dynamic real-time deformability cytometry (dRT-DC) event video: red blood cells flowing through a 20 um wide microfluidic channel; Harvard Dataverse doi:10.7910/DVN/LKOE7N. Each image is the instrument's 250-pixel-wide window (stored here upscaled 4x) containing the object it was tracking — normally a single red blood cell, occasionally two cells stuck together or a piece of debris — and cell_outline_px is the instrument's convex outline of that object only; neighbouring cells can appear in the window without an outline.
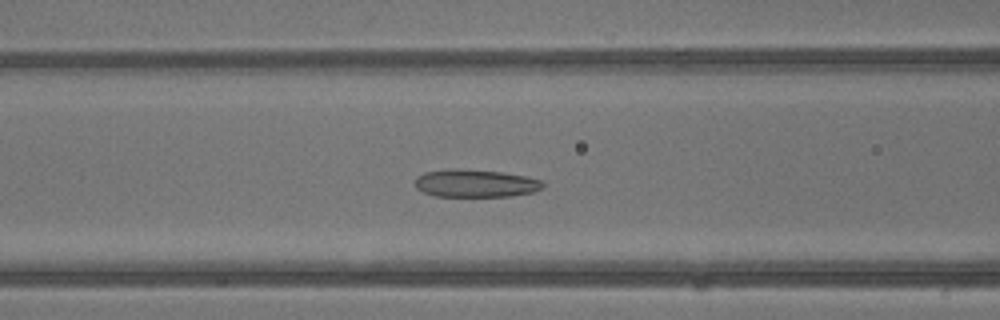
{"species": "common noctule bat (a hibernating species)", "species_latin": "Nyctalus noctula", "temperature_condition": "warm", "stored_images_in_passage": 42, "camera_frame_rate_fps": 3000, "um_per_image_px": 0.085, "animal": {"sex": "male", "body_mass_g": 13.3}, "frame": {"image": 1, "passage_image": 18, "time_ms": 5.667, "image_size_px": [1000, 320], "cell_outline_px": [[544, 188], [532, 192], [512, 196], [436, 196], [424, 192], [416, 188], [416, 176], [424, 172], [452, 168], [500, 172], [524, 176], [544, 180]], "centroid_in_image_um": [40.43, 15.58], "position_along_channel_um": 126.2, "area_um2": 20.63}}
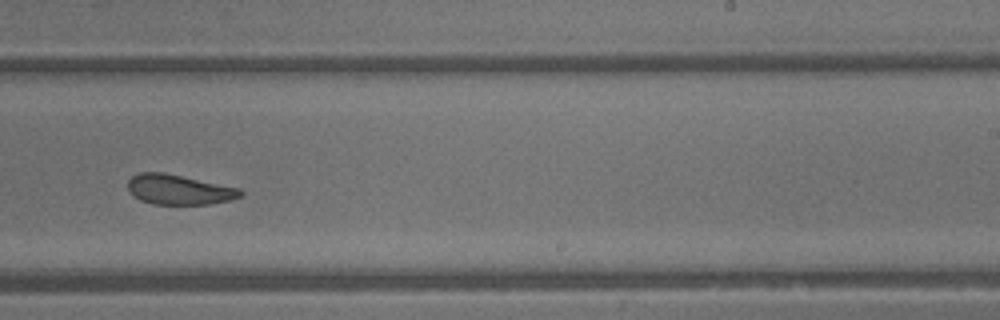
{"frame": {"image": 2, "passage_image": 27, "time_ms": 8.667, "image_size_px": [1000, 320], "cell_outline_px": [[244, 192], [240, 196], [232, 200], [212, 204], [152, 204], [140, 200], [128, 188], [128, 180], [132, 176], [140, 172], [160, 172], [240, 188]], "centroid_in_image_um": [15.23, 16.13], "position_along_channel_um": 273.8, "area_um2": 19.42}}
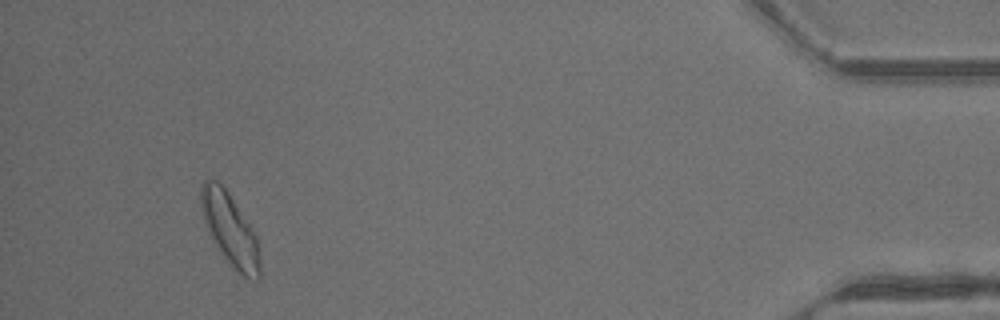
{"frame": {"image": 3, "passage_image": 40, "time_ms": 13.0, "image_size_px": [1000, 320], "cell_outline_px": [[260, 280], [248, 280], [232, 268], [212, 240], [204, 220], [200, 208], [200, 184], [208, 176], [216, 180], [228, 192], [256, 236], [260, 256]], "centroid_in_image_um": [19.53, 19.52], "position_along_channel_um": 415.7, "area_um2": 24.91}, "authors_computed_cell_mechanics": {"area_um2": 22.2819, "velocity_mm_per_s": 4.9299, "shape_relaxation_time_tau1_ms": null, "shape_relaxation_time_tau2_ms": 2.0348, "deformation_change_tau1": null, "deformation_change_tau2": 0.0946}}